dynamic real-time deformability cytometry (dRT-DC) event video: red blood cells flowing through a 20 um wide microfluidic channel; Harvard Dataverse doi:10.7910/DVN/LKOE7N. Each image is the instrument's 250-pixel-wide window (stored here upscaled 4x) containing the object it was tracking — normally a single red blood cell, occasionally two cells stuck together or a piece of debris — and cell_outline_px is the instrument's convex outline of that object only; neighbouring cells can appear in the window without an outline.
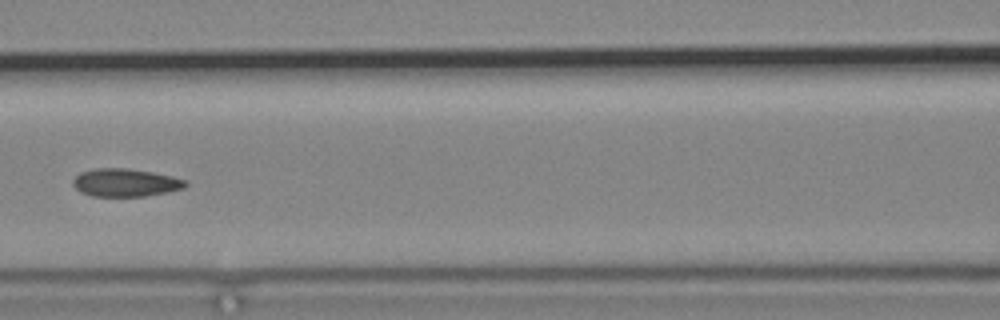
{"species": "common noctule bat (a hibernating species)", "species_latin": "Nyctalus noctula", "temperature_condition": "cold", "stored_images_in_passage": 7, "camera_frame_rate_fps": 3000, "um_per_image_px": 0.085, "animal": {"sex": "male", "body_mass_g": 19.2, "forearm_length_mm": 51.8}, "frame": {"image": 1, "passage_image": 7, "time_ms": 7.0, "image_size_px": [1000, 320], "cell_outline_px": [[188, 184], [184, 188], [168, 192], [144, 196], [92, 196], [80, 192], [72, 184], [72, 180], [80, 172], [96, 168], [124, 168], [152, 172], [172, 176], [188, 180]], "centroid_in_image_um": [10.67, 15.52], "position_along_channel_um": 155.9, "area_um2": 18.38}}